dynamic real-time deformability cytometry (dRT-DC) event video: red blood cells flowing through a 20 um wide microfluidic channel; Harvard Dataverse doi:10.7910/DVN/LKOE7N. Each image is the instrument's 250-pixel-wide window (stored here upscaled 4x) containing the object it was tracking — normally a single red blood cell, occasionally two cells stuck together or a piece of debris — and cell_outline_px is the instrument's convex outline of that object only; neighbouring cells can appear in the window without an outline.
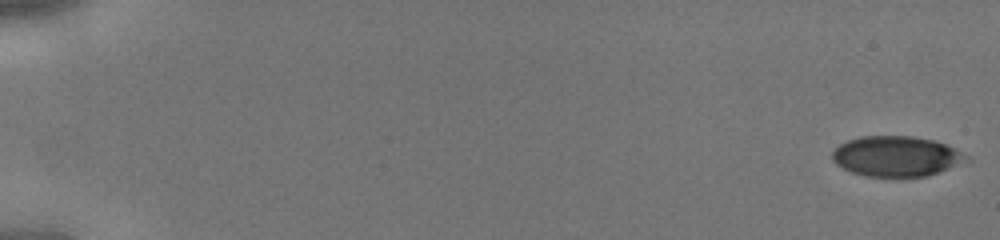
{"species": "human", "species_latin": "Homo sapiens", "temperature_condition": "cold", "stored_images_in_passage": 44, "camera_frame_rate_fps": 3000, "um_per_image_px": 0.085, "donor": {"sex": "male"}, "frame": {"image": 1, "passage_image": 1, "time_ms": 0.0, "image_size_px": [1000, 240], "cell_outline_px": [[968, 160], [928, 176], [864, 176], [852, 172], [836, 164], [832, 160], [832, 152], [840, 144], [848, 140], [860, 136], [912, 136], [932, 140], [956, 148], [968, 156]], "centroid_in_image_um": [76.16, 13.27], "position_along_channel_um": 8.8, "area_um2": 31.21}}
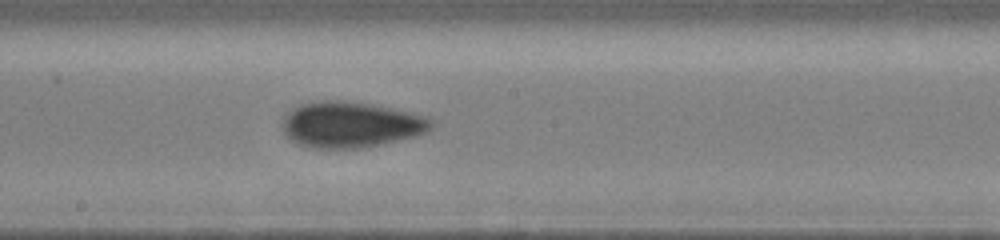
{"frame": {"image": 2, "passage_image": 26, "time_ms": 8.333, "image_size_px": [1000, 240], "cell_outline_px": [[432, 128], [416, 136], [380, 144], [360, 148], [312, 148], [300, 144], [292, 140], [284, 132], [284, 116], [288, 112], [300, 104], [324, 100], [340, 100], [372, 104], [392, 108], [408, 112], [432, 120]], "centroid_in_image_um": [29.79, 10.59], "position_along_channel_um": 218.4, "area_um2": 39.19}}
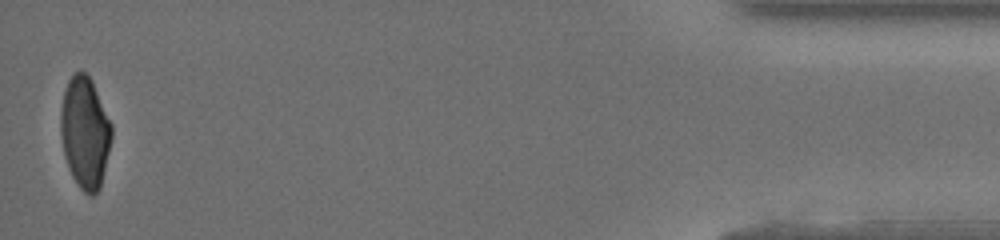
{"frame": {"image": 3, "passage_image": 44, "time_ms": 14.333, "image_size_px": [1000, 240], "cell_outline_px": [[112, 136], [100, 188], [92, 196], [88, 196], [80, 188], [72, 176], [68, 168], [64, 152], [60, 132], [60, 112], [64, 92], [68, 80], [76, 72], [84, 72], [92, 80], [112, 124]], "centroid_in_image_um": [7.22, 11.27], "position_along_channel_um": 428.0, "area_um2": 33.0}}